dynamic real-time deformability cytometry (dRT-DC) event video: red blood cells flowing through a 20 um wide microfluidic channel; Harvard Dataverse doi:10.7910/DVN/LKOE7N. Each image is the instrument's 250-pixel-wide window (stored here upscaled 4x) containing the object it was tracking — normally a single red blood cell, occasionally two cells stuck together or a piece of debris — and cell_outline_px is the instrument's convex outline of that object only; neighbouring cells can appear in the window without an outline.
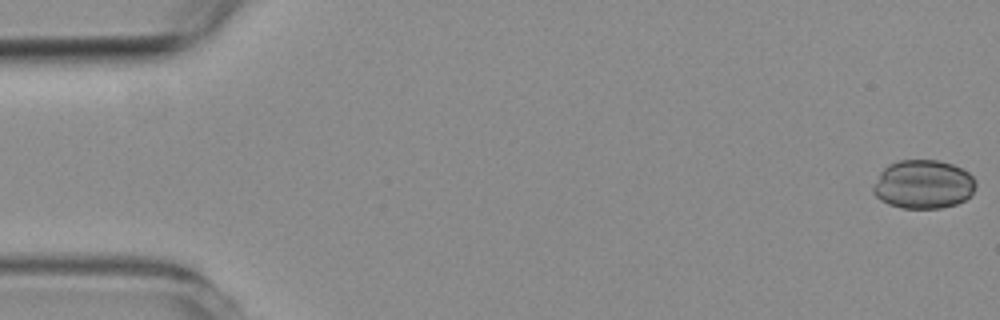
{"species": "common noctule bat (a hibernating species)", "species_latin": "Nyctalus noctula", "temperature_condition": "room temperature", "stored_images_in_passage": 10, "camera_frame_rate_fps": 3000, "um_per_image_px": 0.085, "animal": {"sex": "female", "body_mass_g": 19.3, "forearm_length_mm": 54.1}, "frame": {"image": 1, "passage_image": 1, "time_ms": 0.0, "image_size_px": [1000, 320], "cell_outline_px": [[976, 184], [972, 192], [964, 200], [956, 204], [940, 208], [900, 208], [888, 204], [880, 200], [872, 192], [872, 188], [880, 172], [888, 164], [900, 160], [940, 160], [964, 168], [976, 180]], "centroid_in_image_um": [78.47, 15.66], "position_along_channel_um": 6.5, "area_um2": 29.3}}
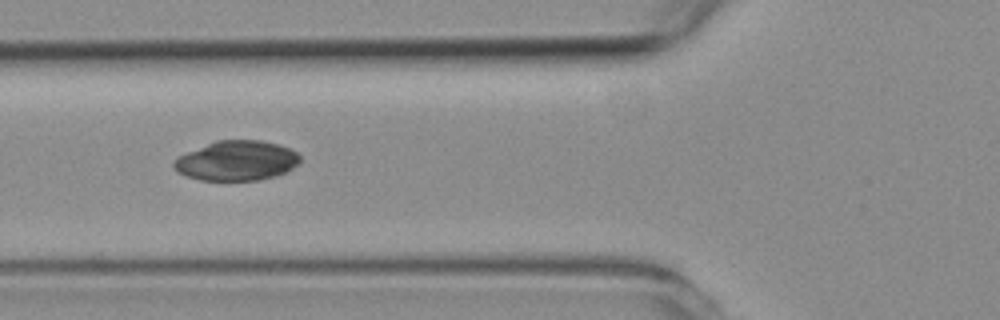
{"frame": {"image": 2, "passage_image": 6, "time_ms": 6.667, "image_size_px": [1000, 320], "cell_outline_px": [[300, 160], [292, 168], [276, 176], [260, 180], [200, 180], [176, 172], [172, 164], [172, 160], [188, 152], [216, 140], [260, 140], [280, 144], [292, 148], [300, 156]], "centroid_in_image_um": [20.12, 13.65], "position_along_channel_um": 105.7, "area_um2": 29.3}}
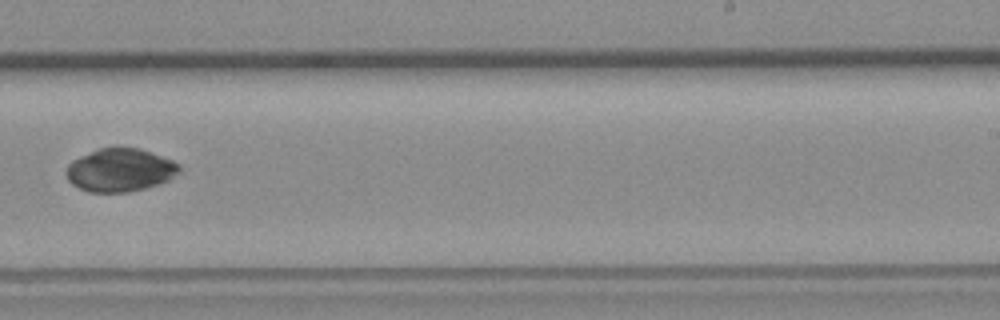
{"frame": {"image": 3, "passage_image": 10, "time_ms": 11.333, "image_size_px": [1000, 320], "cell_outline_px": [[180, 172], [168, 180], [144, 188], [128, 192], [88, 192], [72, 184], [68, 180], [64, 172], [68, 164], [72, 160], [80, 156], [100, 148], [116, 144], [140, 148], [172, 160], [180, 164]], "centroid_in_image_um": [10.18, 14.42], "position_along_channel_um": 278.8, "area_um2": 28.9}}